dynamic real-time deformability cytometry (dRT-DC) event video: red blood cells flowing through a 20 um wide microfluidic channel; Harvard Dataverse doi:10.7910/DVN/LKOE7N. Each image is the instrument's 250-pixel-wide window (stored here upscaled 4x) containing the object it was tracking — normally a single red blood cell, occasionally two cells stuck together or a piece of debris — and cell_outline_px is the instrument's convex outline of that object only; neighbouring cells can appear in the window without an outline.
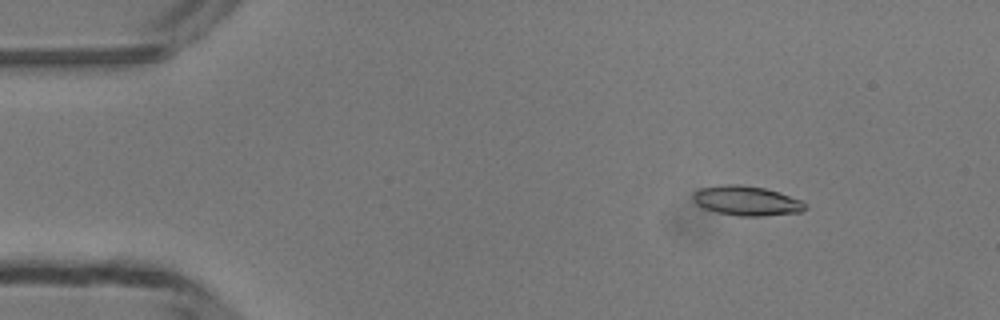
{"species": "common noctule bat (a hibernating species)", "species_latin": "Nyctalus noctula", "temperature_condition": "room temperature", "stored_images_in_passage": 49, "camera_frame_rate_fps": 3000, "um_per_image_px": 0.085, "animal": {"sex": "male", "body_mass_g": 13.3}, "frame": {"image": 1, "passage_image": 7, "time_ms": 2.0, "image_size_px": [1000, 320], "cell_outline_px": [[808, 208], [800, 212], [760, 216], [740, 216], [716, 212], [704, 208], [696, 204], [692, 200], [692, 192], [700, 188], [720, 184], [740, 184], [764, 188], [780, 192], [800, 200], [808, 204]], "centroid_in_image_um": [63.44, 17.05], "position_along_channel_um": 21.6, "area_um2": 19.59}}
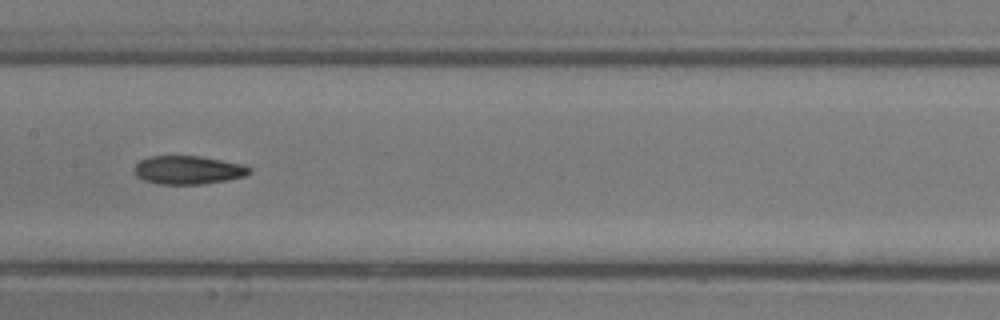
{"frame": {"image": 2, "passage_image": 25, "time_ms": 8.0, "image_size_px": [1000, 320], "cell_outline_px": [[252, 172], [244, 176], [228, 180], [204, 184], [156, 184], [144, 180], [136, 176], [132, 168], [140, 160], [148, 156], [200, 156], [244, 164], [252, 168]], "centroid_in_image_um": [15.99, 14.45], "position_along_channel_um": 191.4, "area_um2": 19.36}}
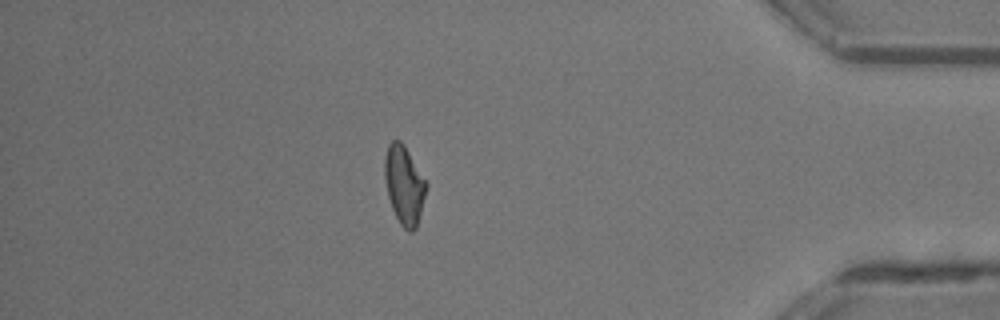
{"frame": {"image": 3, "passage_image": 43, "time_ms": 14.0, "image_size_px": [1000, 320], "cell_outline_px": [[428, 184], [416, 228], [412, 232], [408, 232], [400, 224], [392, 208], [388, 196], [384, 176], [384, 156], [388, 144], [392, 140], [400, 140], [404, 144]], "centroid_in_image_um": [34.34, 15.7], "position_along_channel_um": 400.9, "area_um2": 19.02}, "authors_computed_cell_mechanics": {"area_um2": 18.8428, "velocity_mm_per_s": 4.1909, "shape_relaxation_time_tau1_ms": 7.1649, "shape_relaxation_time_tau2_ms": 5.0621, "deformation_change_tau1": 0.2198, "deformation_change_tau2": 0.1385}}